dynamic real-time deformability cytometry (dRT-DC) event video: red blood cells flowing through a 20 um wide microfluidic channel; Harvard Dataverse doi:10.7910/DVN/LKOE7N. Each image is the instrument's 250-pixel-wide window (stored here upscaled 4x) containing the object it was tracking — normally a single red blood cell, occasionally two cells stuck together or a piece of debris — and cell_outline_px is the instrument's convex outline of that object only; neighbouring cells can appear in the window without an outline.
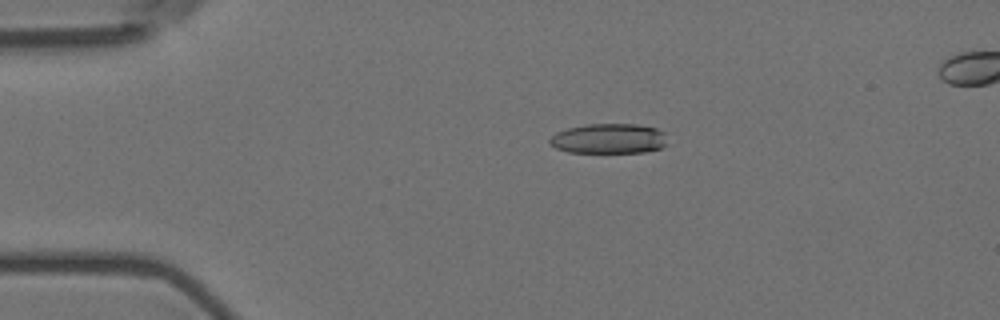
{"species": "Egyptian fruit bat (a non-hibernating species)", "species_latin": "Rousettus aegyptiacus", "temperature_condition": "room temperature", "stored_images_in_passage": 5, "camera_frame_rate_fps": 3000, "um_per_image_px": 0.085, "animal": {"sex": "female"}, "frame": {"image": 1, "passage_image": 3, "time_ms": 0.667, "image_size_px": [1000, 320], "cell_outline_px": [[668, 144], [660, 148], [644, 152], [568, 152], [556, 148], [548, 140], [556, 132], [568, 128], [588, 124], [636, 124], [656, 128], [664, 132]], "centroid_in_image_um": [51.78, 11.78], "position_along_channel_um": 33.2, "area_um2": 20.52}}
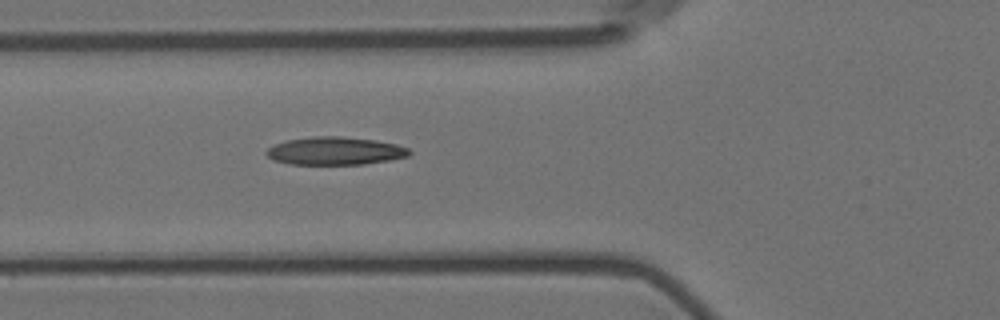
{"frame": {"image": 2, "passage_image": 5, "time_ms": 1.333, "image_size_px": [1000, 320], "cell_outline_px": [[412, 152], [408, 156], [388, 160], [364, 164], [292, 164], [272, 160], [264, 152], [268, 148], [276, 144], [288, 140], [312, 136], [340, 136], [376, 140], [396, 144], [408, 148]], "centroid_in_image_um": [28.48, 12.82], "position_along_channel_um": 97.3, "area_um2": 23.18}}